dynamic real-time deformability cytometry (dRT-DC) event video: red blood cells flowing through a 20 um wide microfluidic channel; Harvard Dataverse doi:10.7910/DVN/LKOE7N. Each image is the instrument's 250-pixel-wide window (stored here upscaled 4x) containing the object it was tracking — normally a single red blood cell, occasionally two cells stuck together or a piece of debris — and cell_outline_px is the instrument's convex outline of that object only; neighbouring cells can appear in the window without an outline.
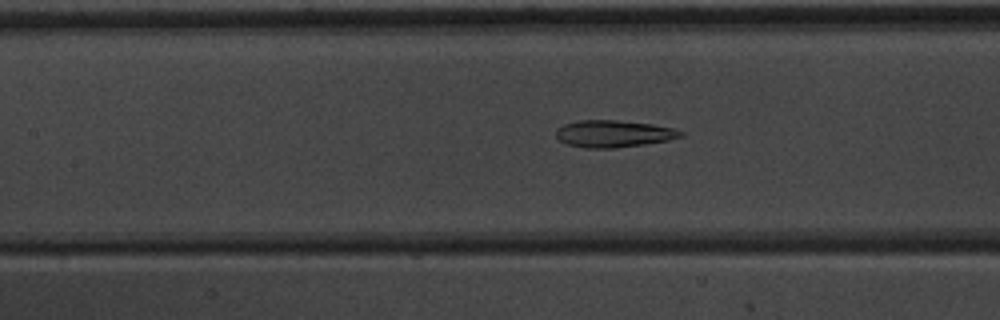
{"species": "common noctule bat (a hibernating species)", "species_latin": "Nyctalus noctula", "temperature_condition": "warm", "stored_images_in_passage": 53, "segment_of_instrument_passage": [1, 2], "camera_frame_rate_fps": 3000, "um_per_image_px": 0.085, "animal": {"sex": "male", "body_mass_g": 20.1, "forearm_length_mm": 53.5}, "frame": {"image": 1, "passage_image": 25, "time_ms": 8.0, "image_size_px": [1000, 320], "cell_outline_px": [[684, 136], [668, 140], [644, 144], [612, 148], [584, 148], [568, 144], [560, 140], [556, 136], [556, 128], [564, 124], [580, 120], [616, 120], [652, 124], [676, 128], [684, 132]], "centroid_in_image_um": [52.17, 11.36], "position_along_channel_um": 155.2, "area_um2": 19.65}}
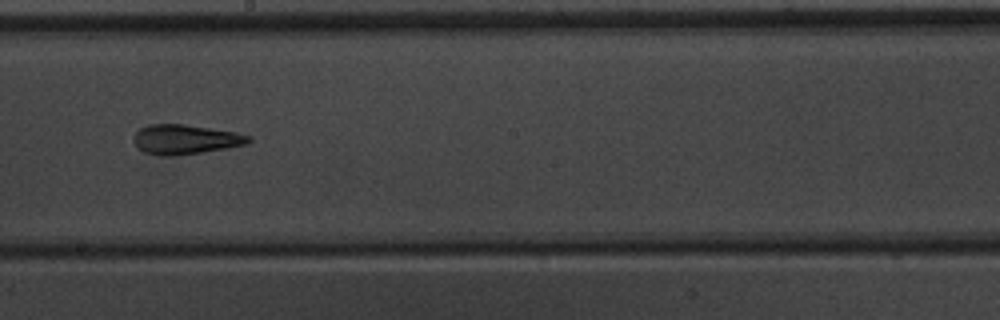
{"frame": {"image": 2, "passage_image": 31, "time_ms": 10.0, "image_size_px": [1000, 320], "cell_outline_px": [[252, 140], [244, 144], [224, 148], [200, 152], [172, 156], [164, 156], [144, 152], [132, 140], [132, 136], [140, 128], [148, 124], [184, 124], [236, 132], [252, 136]], "centroid_in_image_um": [15.72, 11.83], "position_along_channel_um": 232.5, "area_um2": 19.65}}
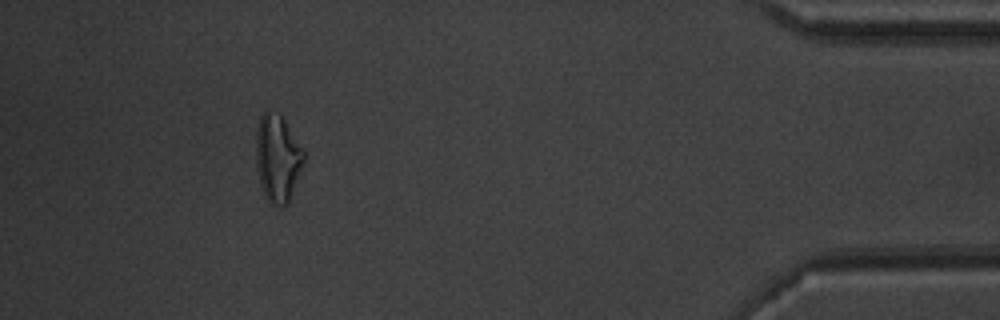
{"frame": {"image": 3, "passage_image": 49, "time_ms": 16.0, "image_size_px": [1000, 320], "cell_outline_px": [[304, 160], [288, 204], [284, 208], [268, 204], [264, 196], [260, 184], [256, 164], [256, 128], [260, 116], [268, 108], [280, 112], [304, 152]], "centroid_in_image_um": [23.56, 13.44], "position_along_channel_um": 411.6, "area_um2": 24.68}}